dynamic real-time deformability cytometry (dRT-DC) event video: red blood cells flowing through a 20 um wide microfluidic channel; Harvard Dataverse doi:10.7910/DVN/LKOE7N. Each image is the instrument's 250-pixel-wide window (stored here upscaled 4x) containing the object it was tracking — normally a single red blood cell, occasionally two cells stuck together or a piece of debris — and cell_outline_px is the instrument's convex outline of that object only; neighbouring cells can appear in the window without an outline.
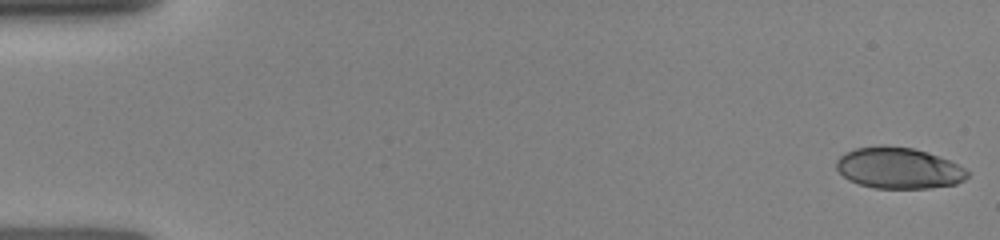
{"species": "human", "species_latin": "Homo sapiens", "temperature_condition": "room temperature", "stored_images_in_passage": 34, "camera_frame_rate_fps": 3000, "um_per_image_px": 0.085, "donor": {"sex": "female"}, "frame": {"image": 1, "passage_image": 1, "time_ms": 0.0, "image_size_px": [1000, 240], "cell_outline_px": [[968, 176], [964, 180], [956, 184], [928, 188], [876, 188], [860, 184], [848, 180], [836, 168], [836, 160], [844, 152], [856, 148], [880, 144], [884, 144], [912, 148], [928, 152], [948, 160], [964, 168], [968, 172]], "centroid_in_image_um": [76.35, 14.27], "position_along_channel_um": 8.6, "area_um2": 31.5}}
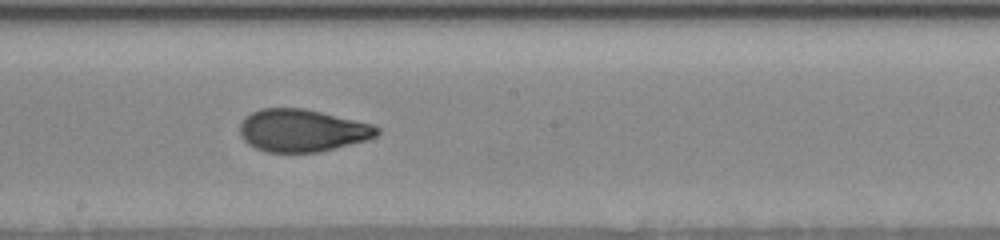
{"frame": {"image": 2, "passage_image": 19, "time_ms": 8.667, "image_size_px": [1000, 240], "cell_outline_px": [[380, 132], [376, 136], [368, 140], [320, 152], [264, 152], [248, 144], [240, 136], [240, 124], [244, 116], [260, 108], [304, 108], [372, 124], [380, 128]], "centroid_in_image_um": [25.67, 11.09], "position_along_channel_um": 222.5, "area_um2": 34.16}}
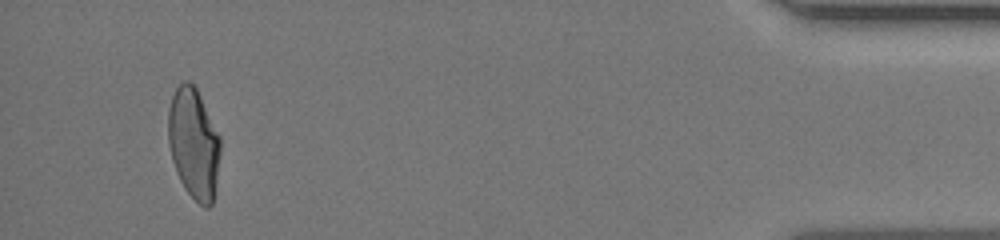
{"frame": {"image": 3, "passage_image": 33, "time_ms": 15.0, "image_size_px": [1000, 240], "cell_outline_px": [[220, 152], [212, 204], [208, 208], [200, 204], [184, 188], [176, 172], [172, 160], [168, 144], [168, 108], [172, 96], [176, 88], [184, 80], [188, 80], [196, 88], [220, 136]], "centroid_in_image_um": [16.44, 12.17], "position_along_channel_um": 418.8, "area_um2": 33.35}}